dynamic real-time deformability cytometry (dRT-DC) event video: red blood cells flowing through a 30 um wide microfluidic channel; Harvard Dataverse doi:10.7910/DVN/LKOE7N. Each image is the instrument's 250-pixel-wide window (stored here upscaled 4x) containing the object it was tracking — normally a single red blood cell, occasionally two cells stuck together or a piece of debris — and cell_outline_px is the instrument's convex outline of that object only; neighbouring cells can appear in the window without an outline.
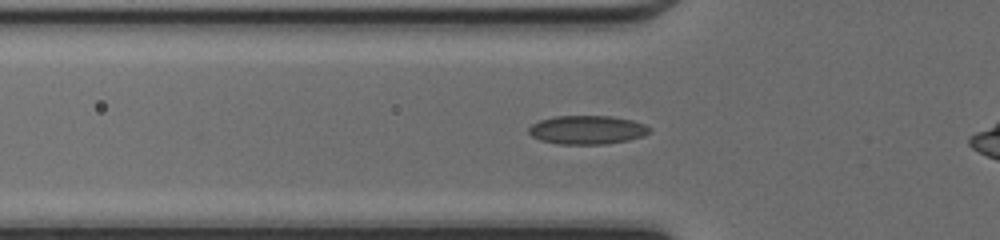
{"species": "common noctule bat (a hibernating species)", "species_latin": "Nyctalus noctula", "temperature_condition": "cold", "stored_images_in_passage": 43, "camera_frame_rate_fps": 3000, "um_per_image_px": 0.085, "animal": {"sex": "female", "body_mass_g": 17.0, "forearm_length_mm": 48.0}, "frame": {"image": 1, "passage_image": 10, "time_ms": 3.0, "image_size_px": [1000, 240], "cell_outline_px": [[652, 132], [644, 136], [628, 140], [604, 144], [556, 144], [540, 140], [532, 136], [528, 132], [528, 128], [532, 124], [540, 120], [556, 116], [612, 116], [632, 120], [644, 124], [652, 128]], "centroid_in_image_um": [49.93, 11.04], "position_along_channel_um": 75.9, "area_um2": 20.35}}
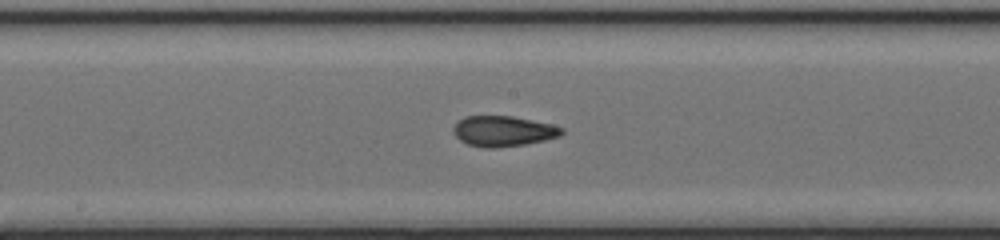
{"frame": {"image": 2, "passage_image": 19, "time_ms": 6.0, "image_size_px": [1000, 240], "cell_outline_px": [[564, 132], [560, 136], [544, 140], [524, 144], [496, 148], [484, 148], [468, 144], [460, 140], [456, 136], [452, 128], [464, 116], [512, 116], [552, 124], [564, 128]], "centroid_in_image_um": [42.79, 11.15], "position_along_channel_um": 205.4, "area_um2": 19.19}}
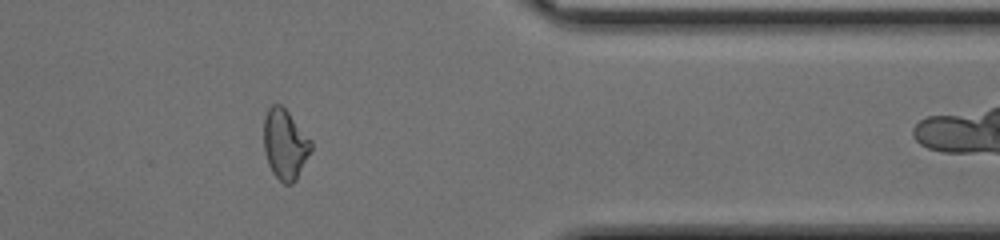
{"frame": {"image": 3, "passage_image": 33, "time_ms": 10.667, "image_size_px": [1000, 240], "cell_outline_px": [[312, 148], [296, 180], [292, 184], [284, 184], [272, 172], [268, 164], [264, 152], [264, 116], [268, 108], [272, 104], [280, 104], [288, 112], [312, 140]], "centroid_in_image_um": [24.22, 12.26], "position_along_channel_um": 387.2, "area_um2": 19.31}, "authors_computed_cell_mechanics": {"area_um2": 19.7098, "velocity_mm_per_s": 4.2825, "shape_relaxation_time_tau1_ms": null, "shape_relaxation_time_tau2_ms": 1.7581, "deformation_change_tau1": null, "deformation_change_tau2": 0.0743}}